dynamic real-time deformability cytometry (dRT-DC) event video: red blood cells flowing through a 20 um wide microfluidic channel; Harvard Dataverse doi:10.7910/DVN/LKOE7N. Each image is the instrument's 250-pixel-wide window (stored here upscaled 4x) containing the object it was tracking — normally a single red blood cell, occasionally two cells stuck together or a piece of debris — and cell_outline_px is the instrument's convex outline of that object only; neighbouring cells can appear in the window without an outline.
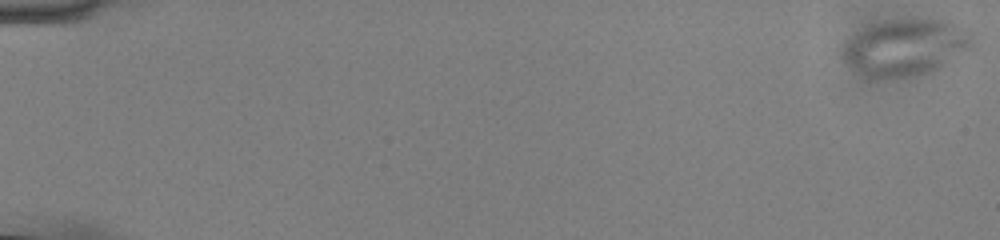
{"species": "common noctule bat (a hibernating species)", "species_latin": "Nyctalus noctula", "temperature_condition": "cold", "stored_images_in_passage": 56, "camera_frame_rate_fps": 3000, "um_per_image_px": 0.085, "animal": {"sex": "male", "body_mass_g": 13.0, "forearm_length_mm": 53.1}, "frame": {"image": 1, "passage_image": 1, "time_ms": 0.0, "image_size_px": [1000, 240], "cell_outline_px": [[972, 48], [932, 68], [920, 72], [904, 76], [872, 76], [848, 64], [844, 60], [844, 48], [848, 40], [852, 36], [868, 28], [880, 24], [908, 20], [932, 20], [952, 24], [972, 32]], "centroid_in_image_um": [76.99, 4.0], "position_along_channel_um": 8.0, "area_um2": 39.42}}
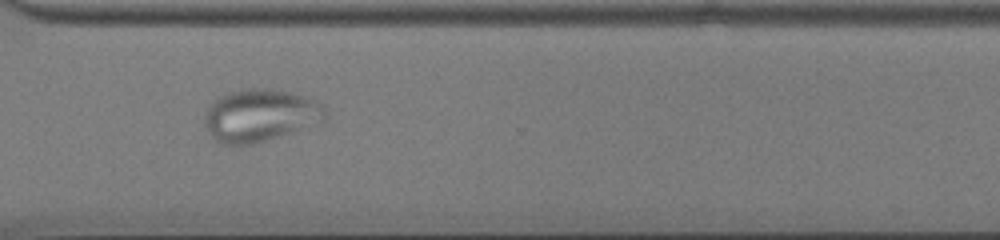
{"frame": {"image": 2, "passage_image": 43, "time_ms": 14.0, "image_size_px": [1000, 240], "cell_outline_px": [[328, 116], [324, 120], [292, 132], [252, 144], [220, 144], [212, 136], [204, 124], [204, 116], [208, 108], [220, 96], [232, 92], [248, 88], [264, 88], [288, 92], [304, 96], [316, 100], [324, 104], [328, 112]], "centroid_in_image_um": [22.15, 9.8], "position_along_channel_um": 348.5, "area_um2": 36.53}}
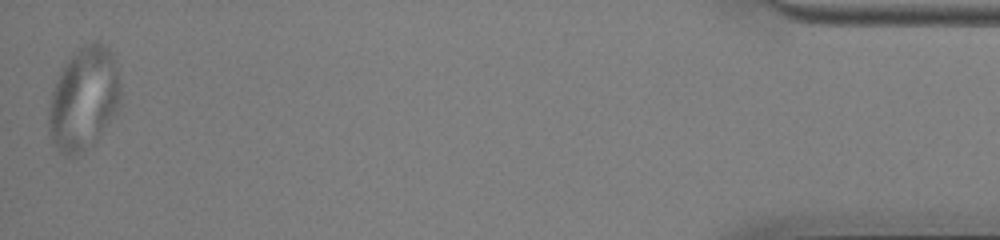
{"frame": {"image": 3, "passage_image": 56, "time_ms": 18.333, "image_size_px": [1000, 240], "cell_outline_px": [[120, 100], [116, 108], [92, 144], [80, 152], [72, 156], [68, 156], [60, 152], [52, 140], [48, 124], [48, 112], [52, 92], [56, 80], [68, 60], [84, 44], [92, 40], [96, 40], [108, 48], [112, 52], [116, 60], [120, 84]], "centroid_in_image_um": [7.11, 8.34], "position_along_channel_um": 428.1, "area_um2": 42.19}}